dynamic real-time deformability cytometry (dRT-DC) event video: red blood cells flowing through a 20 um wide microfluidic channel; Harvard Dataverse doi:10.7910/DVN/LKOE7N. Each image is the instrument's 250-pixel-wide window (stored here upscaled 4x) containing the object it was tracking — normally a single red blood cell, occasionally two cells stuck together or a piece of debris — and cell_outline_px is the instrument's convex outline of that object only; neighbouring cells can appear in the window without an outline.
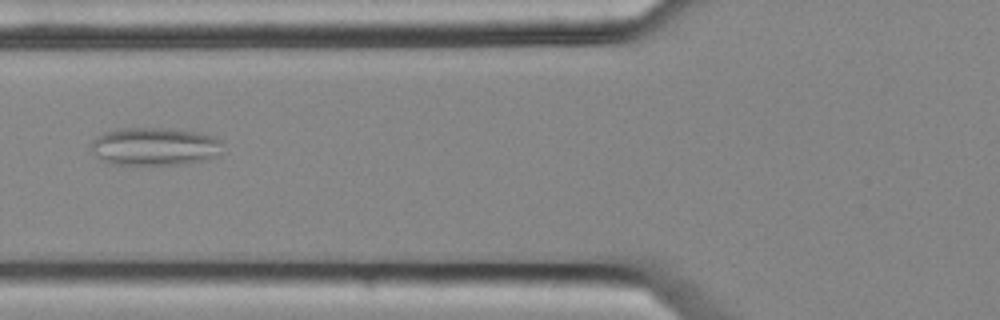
{"species": "common noctule bat (a hibernating species)", "species_latin": "Nyctalus noctula", "temperature_condition": "cold", "stored_images_in_passage": 6, "camera_frame_rate_fps": 3000, "um_per_image_px": 0.085, "animal": {"sex": "female", "body_mass_g": 25.1}, "frame": {"image": 1, "passage_image": 3, "time_ms": 0.667, "image_size_px": [1000, 320], "cell_outline_px": [[224, 144], [220, 156], [208, 160], [184, 164], [108, 164], [100, 160], [88, 148], [88, 144], [96, 136], [104, 132], [120, 128], [172, 128], [196, 132], [216, 136]], "centroid_in_image_um": [13.16, 12.45], "position_along_channel_um": 112.6, "area_um2": 29.94}}